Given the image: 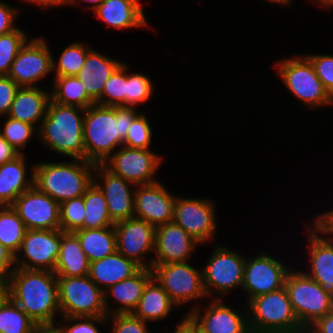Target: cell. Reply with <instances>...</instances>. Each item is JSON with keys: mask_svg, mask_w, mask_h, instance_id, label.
Masks as SVG:
<instances>
[{"mask_svg": "<svg viewBox=\"0 0 333 333\" xmlns=\"http://www.w3.org/2000/svg\"><path fill=\"white\" fill-rule=\"evenodd\" d=\"M34 333H62L56 325H38Z\"/></svg>", "mask_w": 333, "mask_h": 333, "instance_id": "9f6ffc18", "label": "cell"}, {"mask_svg": "<svg viewBox=\"0 0 333 333\" xmlns=\"http://www.w3.org/2000/svg\"><path fill=\"white\" fill-rule=\"evenodd\" d=\"M89 263L101 260L117 251L115 227L78 229L74 231Z\"/></svg>", "mask_w": 333, "mask_h": 333, "instance_id": "4dcf8cb0", "label": "cell"}, {"mask_svg": "<svg viewBox=\"0 0 333 333\" xmlns=\"http://www.w3.org/2000/svg\"><path fill=\"white\" fill-rule=\"evenodd\" d=\"M143 4L142 0H104L93 14L114 31L146 29L150 23Z\"/></svg>", "mask_w": 333, "mask_h": 333, "instance_id": "603a6c76", "label": "cell"}, {"mask_svg": "<svg viewBox=\"0 0 333 333\" xmlns=\"http://www.w3.org/2000/svg\"><path fill=\"white\" fill-rule=\"evenodd\" d=\"M141 112L126 106L93 104L86 108L83 122L85 160L104 163L123 146L128 128Z\"/></svg>", "mask_w": 333, "mask_h": 333, "instance_id": "6da1fadb", "label": "cell"}, {"mask_svg": "<svg viewBox=\"0 0 333 333\" xmlns=\"http://www.w3.org/2000/svg\"><path fill=\"white\" fill-rule=\"evenodd\" d=\"M304 224L306 237V267L301 270L333 296V235L313 215ZM308 259V260H307Z\"/></svg>", "mask_w": 333, "mask_h": 333, "instance_id": "4fadbf2b", "label": "cell"}, {"mask_svg": "<svg viewBox=\"0 0 333 333\" xmlns=\"http://www.w3.org/2000/svg\"><path fill=\"white\" fill-rule=\"evenodd\" d=\"M95 165L83 159L41 160L34 163L33 185L61 204L84 195L94 182Z\"/></svg>", "mask_w": 333, "mask_h": 333, "instance_id": "277c9868", "label": "cell"}, {"mask_svg": "<svg viewBox=\"0 0 333 333\" xmlns=\"http://www.w3.org/2000/svg\"><path fill=\"white\" fill-rule=\"evenodd\" d=\"M85 109L61 105L50 99L45 118L37 130L38 143L65 159L85 160L83 122Z\"/></svg>", "mask_w": 333, "mask_h": 333, "instance_id": "3957f363", "label": "cell"}, {"mask_svg": "<svg viewBox=\"0 0 333 333\" xmlns=\"http://www.w3.org/2000/svg\"><path fill=\"white\" fill-rule=\"evenodd\" d=\"M246 306L251 333H292L301 326L285 287L257 296Z\"/></svg>", "mask_w": 333, "mask_h": 333, "instance_id": "ba28073f", "label": "cell"}, {"mask_svg": "<svg viewBox=\"0 0 333 333\" xmlns=\"http://www.w3.org/2000/svg\"><path fill=\"white\" fill-rule=\"evenodd\" d=\"M49 44L43 36L31 37L12 62L7 76L19 87H46L41 81L51 75L53 79V51Z\"/></svg>", "mask_w": 333, "mask_h": 333, "instance_id": "5bb4252c", "label": "cell"}, {"mask_svg": "<svg viewBox=\"0 0 333 333\" xmlns=\"http://www.w3.org/2000/svg\"><path fill=\"white\" fill-rule=\"evenodd\" d=\"M142 267L119 252L89 264L88 276L104 292L110 286L130 278Z\"/></svg>", "mask_w": 333, "mask_h": 333, "instance_id": "83f0119b", "label": "cell"}, {"mask_svg": "<svg viewBox=\"0 0 333 333\" xmlns=\"http://www.w3.org/2000/svg\"><path fill=\"white\" fill-rule=\"evenodd\" d=\"M199 247H203L181 226L172 222L156 227L152 264L193 261Z\"/></svg>", "mask_w": 333, "mask_h": 333, "instance_id": "44dd1931", "label": "cell"}, {"mask_svg": "<svg viewBox=\"0 0 333 333\" xmlns=\"http://www.w3.org/2000/svg\"><path fill=\"white\" fill-rule=\"evenodd\" d=\"M147 113L142 111L128 128L123 146L128 148L152 149L154 130ZM152 145V146H151Z\"/></svg>", "mask_w": 333, "mask_h": 333, "instance_id": "60d3db41", "label": "cell"}, {"mask_svg": "<svg viewBox=\"0 0 333 333\" xmlns=\"http://www.w3.org/2000/svg\"><path fill=\"white\" fill-rule=\"evenodd\" d=\"M27 158L26 153L20 154L0 165V206H11L23 192L33 186L34 162L30 164Z\"/></svg>", "mask_w": 333, "mask_h": 333, "instance_id": "484cf974", "label": "cell"}, {"mask_svg": "<svg viewBox=\"0 0 333 333\" xmlns=\"http://www.w3.org/2000/svg\"><path fill=\"white\" fill-rule=\"evenodd\" d=\"M313 4L317 5L320 9L332 10L333 0H309Z\"/></svg>", "mask_w": 333, "mask_h": 333, "instance_id": "6f0895ef", "label": "cell"}, {"mask_svg": "<svg viewBox=\"0 0 333 333\" xmlns=\"http://www.w3.org/2000/svg\"><path fill=\"white\" fill-rule=\"evenodd\" d=\"M131 67L126 62V107L140 109L139 106L150 102L156 85L151 77L143 72H133Z\"/></svg>", "mask_w": 333, "mask_h": 333, "instance_id": "d590c367", "label": "cell"}, {"mask_svg": "<svg viewBox=\"0 0 333 333\" xmlns=\"http://www.w3.org/2000/svg\"><path fill=\"white\" fill-rule=\"evenodd\" d=\"M85 217L84 197L66 200L60 204V229L64 232H74L83 229Z\"/></svg>", "mask_w": 333, "mask_h": 333, "instance_id": "7bdbcfd3", "label": "cell"}, {"mask_svg": "<svg viewBox=\"0 0 333 333\" xmlns=\"http://www.w3.org/2000/svg\"><path fill=\"white\" fill-rule=\"evenodd\" d=\"M27 228L12 206H0V244L14 256L19 251Z\"/></svg>", "mask_w": 333, "mask_h": 333, "instance_id": "e575fe53", "label": "cell"}, {"mask_svg": "<svg viewBox=\"0 0 333 333\" xmlns=\"http://www.w3.org/2000/svg\"><path fill=\"white\" fill-rule=\"evenodd\" d=\"M85 203V217L83 229L105 228L114 226L108 211L104 193L93 182L83 195Z\"/></svg>", "mask_w": 333, "mask_h": 333, "instance_id": "836d02e7", "label": "cell"}, {"mask_svg": "<svg viewBox=\"0 0 333 333\" xmlns=\"http://www.w3.org/2000/svg\"><path fill=\"white\" fill-rule=\"evenodd\" d=\"M25 2L27 5H34L40 10H45L48 11L51 8H60L61 7H66L67 6V0H21V3Z\"/></svg>", "mask_w": 333, "mask_h": 333, "instance_id": "f907efd6", "label": "cell"}, {"mask_svg": "<svg viewBox=\"0 0 333 333\" xmlns=\"http://www.w3.org/2000/svg\"><path fill=\"white\" fill-rule=\"evenodd\" d=\"M321 333H333V311L319 318L314 324Z\"/></svg>", "mask_w": 333, "mask_h": 333, "instance_id": "f5cc1de1", "label": "cell"}, {"mask_svg": "<svg viewBox=\"0 0 333 333\" xmlns=\"http://www.w3.org/2000/svg\"><path fill=\"white\" fill-rule=\"evenodd\" d=\"M173 325L175 329L169 333H193V319L186 313Z\"/></svg>", "mask_w": 333, "mask_h": 333, "instance_id": "816d5d0a", "label": "cell"}, {"mask_svg": "<svg viewBox=\"0 0 333 333\" xmlns=\"http://www.w3.org/2000/svg\"><path fill=\"white\" fill-rule=\"evenodd\" d=\"M61 317L107 316L104 292L90 279L57 276Z\"/></svg>", "mask_w": 333, "mask_h": 333, "instance_id": "7c38bea8", "label": "cell"}, {"mask_svg": "<svg viewBox=\"0 0 333 333\" xmlns=\"http://www.w3.org/2000/svg\"><path fill=\"white\" fill-rule=\"evenodd\" d=\"M164 155L152 149L119 147L104 163L109 171L135 186L159 181Z\"/></svg>", "mask_w": 333, "mask_h": 333, "instance_id": "9a60e30c", "label": "cell"}, {"mask_svg": "<svg viewBox=\"0 0 333 333\" xmlns=\"http://www.w3.org/2000/svg\"><path fill=\"white\" fill-rule=\"evenodd\" d=\"M50 99V87H19L7 116L38 130Z\"/></svg>", "mask_w": 333, "mask_h": 333, "instance_id": "4316f807", "label": "cell"}, {"mask_svg": "<svg viewBox=\"0 0 333 333\" xmlns=\"http://www.w3.org/2000/svg\"><path fill=\"white\" fill-rule=\"evenodd\" d=\"M102 106H126V62L124 61L105 82L100 99Z\"/></svg>", "mask_w": 333, "mask_h": 333, "instance_id": "ab89813d", "label": "cell"}, {"mask_svg": "<svg viewBox=\"0 0 333 333\" xmlns=\"http://www.w3.org/2000/svg\"><path fill=\"white\" fill-rule=\"evenodd\" d=\"M14 268V255L0 244V278H9Z\"/></svg>", "mask_w": 333, "mask_h": 333, "instance_id": "c3c4849f", "label": "cell"}, {"mask_svg": "<svg viewBox=\"0 0 333 333\" xmlns=\"http://www.w3.org/2000/svg\"><path fill=\"white\" fill-rule=\"evenodd\" d=\"M61 229L26 231L14 256L15 268L54 272L60 253Z\"/></svg>", "mask_w": 333, "mask_h": 333, "instance_id": "2e32d148", "label": "cell"}, {"mask_svg": "<svg viewBox=\"0 0 333 333\" xmlns=\"http://www.w3.org/2000/svg\"><path fill=\"white\" fill-rule=\"evenodd\" d=\"M149 324L132 313L107 316L108 333H154Z\"/></svg>", "mask_w": 333, "mask_h": 333, "instance_id": "ee69618b", "label": "cell"}, {"mask_svg": "<svg viewBox=\"0 0 333 333\" xmlns=\"http://www.w3.org/2000/svg\"><path fill=\"white\" fill-rule=\"evenodd\" d=\"M20 152L0 135V165L18 157Z\"/></svg>", "mask_w": 333, "mask_h": 333, "instance_id": "681fc988", "label": "cell"}, {"mask_svg": "<svg viewBox=\"0 0 333 333\" xmlns=\"http://www.w3.org/2000/svg\"><path fill=\"white\" fill-rule=\"evenodd\" d=\"M216 201L210 197H186L176 194L173 222L181 226L202 246L217 243Z\"/></svg>", "mask_w": 333, "mask_h": 333, "instance_id": "30bf717a", "label": "cell"}, {"mask_svg": "<svg viewBox=\"0 0 333 333\" xmlns=\"http://www.w3.org/2000/svg\"><path fill=\"white\" fill-rule=\"evenodd\" d=\"M282 260L264 250H257L252 257L246 255L241 289L244 304L257 296L285 287L287 274L293 266Z\"/></svg>", "mask_w": 333, "mask_h": 333, "instance_id": "8fae6325", "label": "cell"}, {"mask_svg": "<svg viewBox=\"0 0 333 333\" xmlns=\"http://www.w3.org/2000/svg\"><path fill=\"white\" fill-rule=\"evenodd\" d=\"M193 333H208L193 320Z\"/></svg>", "mask_w": 333, "mask_h": 333, "instance_id": "94428289", "label": "cell"}, {"mask_svg": "<svg viewBox=\"0 0 333 333\" xmlns=\"http://www.w3.org/2000/svg\"><path fill=\"white\" fill-rule=\"evenodd\" d=\"M19 86L9 77L0 76V117L7 116Z\"/></svg>", "mask_w": 333, "mask_h": 333, "instance_id": "7dc6e473", "label": "cell"}, {"mask_svg": "<svg viewBox=\"0 0 333 333\" xmlns=\"http://www.w3.org/2000/svg\"><path fill=\"white\" fill-rule=\"evenodd\" d=\"M50 84V98L58 104L83 109L95 104L88 97L83 84L76 76L53 77Z\"/></svg>", "mask_w": 333, "mask_h": 333, "instance_id": "1f68e13d", "label": "cell"}, {"mask_svg": "<svg viewBox=\"0 0 333 333\" xmlns=\"http://www.w3.org/2000/svg\"><path fill=\"white\" fill-rule=\"evenodd\" d=\"M89 264L77 235L61 230L60 253L54 273L63 277H83L88 275Z\"/></svg>", "mask_w": 333, "mask_h": 333, "instance_id": "f546056e", "label": "cell"}, {"mask_svg": "<svg viewBox=\"0 0 333 333\" xmlns=\"http://www.w3.org/2000/svg\"><path fill=\"white\" fill-rule=\"evenodd\" d=\"M8 280L10 299L14 303L38 325H55L61 312L54 272L14 268Z\"/></svg>", "mask_w": 333, "mask_h": 333, "instance_id": "7a4b0ae2", "label": "cell"}, {"mask_svg": "<svg viewBox=\"0 0 333 333\" xmlns=\"http://www.w3.org/2000/svg\"><path fill=\"white\" fill-rule=\"evenodd\" d=\"M105 53L93 46L88 52L81 70L76 75L83 84L88 97L94 103L100 99L105 82L124 62Z\"/></svg>", "mask_w": 333, "mask_h": 333, "instance_id": "d4e9b609", "label": "cell"}, {"mask_svg": "<svg viewBox=\"0 0 333 333\" xmlns=\"http://www.w3.org/2000/svg\"><path fill=\"white\" fill-rule=\"evenodd\" d=\"M225 300L209 299L207 305L201 304L188 315L208 333H251L246 304L236 306Z\"/></svg>", "mask_w": 333, "mask_h": 333, "instance_id": "e0dca14e", "label": "cell"}, {"mask_svg": "<svg viewBox=\"0 0 333 333\" xmlns=\"http://www.w3.org/2000/svg\"><path fill=\"white\" fill-rule=\"evenodd\" d=\"M292 333H321V332L313 325H301Z\"/></svg>", "mask_w": 333, "mask_h": 333, "instance_id": "680465c9", "label": "cell"}, {"mask_svg": "<svg viewBox=\"0 0 333 333\" xmlns=\"http://www.w3.org/2000/svg\"><path fill=\"white\" fill-rule=\"evenodd\" d=\"M30 38L31 35L20 26L7 34L0 35V76L8 75L12 62Z\"/></svg>", "mask_w": 333, "mask_h": 333, "instance_id": "f35d334b", "label": "cell"}, {"mask_svg": "<svg viewBox=\"0 0 333 333\" xmlns=\"http://www.w3.org/2000/svg\"><path fill=\"white\" fill-rule=\"evenodd\" d=\"M213 243L202 267L203 284L209 299H225L242 289L246 255L223 243Z\"/></svg>", "mask_w": 333, "mask_h": 333, "instance_id": "52a82bcc", "label": "cell"}, {"mask_svg": "<svg viewBox=\"0 0 333 333\" xmlns=\"http://www.w3.org/2000/svg\"><path fill=\"white\" fill-rule=\"evenodd\" d=\"M10 298L8 278H0V307Z\"/></svg>", "mask_w": 333, "mask_h": 333, "instance_id": "11a10c76", "label": "cell"}, {"mask_svg": "<svg viewBox=\"0 0 333 333\" xmlns=\"http://www.w3.org/2000/svg\"><path fill=\"white\" fill-rule=\"evenodd\" d=\"M314 66L316 75L321 80L326 92L333 99V54L304 53Z\"/></svg>", "mask_w": 333, "mask_h": 333, "instance_id": "f6af8a7d", "label": "cell"}, {"mask_svg": "<svg viewBox=\"0 0 333 333\" xmlns=\"http://www.w3.org/2000/svg\"><path fill=\"white\" fill-rule=\"evenodd\" d=\"M37 326L10 298L0 307V333H34Z\"/></svg>", "mask_w": 333, "mask_h": 333, "instance_id": "74e56055", "label": "cell"}, {"mask_svg": "<svg viewBox=\"0 0 333 333\" xmlns=\"http://www.w3.org/2000/svg\"><path fill=\"white\" fill-rule=\"evenodd\" d=\"M114 227L117 252L142 268L151 269L156 228L136 217L119 221Z\"/></svg>", "mask_w": 333, "mask_h": 333, "instance_id": "ac0fdd59", "label": "cell"}, {"mask_svg": "<svg viewBox=\"0 0 333 333\" xmlns=\"http://www.w3.org/2000/svg\"><path fill=\"white\" fill-rule=\"evenodd\" d=\"M22 11L21 7L0 0V35L7 34L18 27L17 21Z\"/></svg>", "mask_w": 333, "mask_h": 333, "instance_id": "bcb514c9", "label": "cell"}, {"mask_svg": "<svg viewBox=\"0 0 333 333\" xmlns=\"http://www.w3.org/2000/svg\"><path fill=\"white\" fill-rule=\"evenodd\" d=\"M294 313L301 325H312L333 311V296L295 265L285 280Z\"/></svg>", "mask_w": 333, "mask_h": 333, "instance_id": "9c48e42d", "label": "cell"}, {"mask_svg": "<svg viewBox=\"0 0 333 333\" xmlns=\"http://www.w3.org/2000/svg\"><path fill=\"white\" fill-rule=\"evenodd\" d=\"M177 309L167 292L152 278L132 314L151 325L172 319L170 317Z\"/></svg>", "mask_w": 333, "mask_h": 333, "instance_id": "f1b7e54d", "label": "cell"}, {"mask_svg": "<svg viewBox=\"0 0 333 333\" xmlns=\"http://www.w3.org/2000/svg\"><path fill=\"white\" fill-rule=\"evenodd\" d=\"M268 1L269 4H273V5H279L280 8L281 7H285V8H289L292 7V5H294L293 0H265Z\"/></svg>", "mask_w": 333, "mask_h": 333, "instance_id": "91938a15", "label": "cell"}, {"mask_svg": "<svg viewBox=\"0 0 333 333\" xmlns=\"http://www.w3.org/2000/svg\"><path fill=\"white\" fill-rule=\"evenodd\" d=\"M152 278L151 269L141 268L130 278L124 279L106 289L104 291V306L107 316L111 314L133 313L147 283ZM111 302H114V305Z\"/></svg>", "mask_w": 333, "mask_h": 333, "instance_id": "cb8c5ba5", "label": "cell"}, {"mask_svg": "<svg viewBox=\"0 0 333 333\" xmlns=\"http://www.w3.org/2000/svg\"><path fill=\"white\" fill-rule=\"evenodd\" d=\"M151 270L153 278L167 292L179 310L190 305L185 311L186 314L199 307L203 301L209 300L204 289L202 266L198 268L189 261L152 264Z\"/></svg>", "mask_w": 333, "mask_h": 333, "instance_id": "8992f818", "label": "cell"}, {"mask_svg": "<svg viewBox=\"0 0 333 333\" xmlns=\"http://www.w3.org/2000/svg\"><path fill=\"white\" fill-rule=\"evenodd\" d=\"M92 46L87 42L76 40L63 47L58 58L53 54V77L76 76Z\"/></svg>", "mask_w": 333, "mask_h": 333, "instance_id": "d6a6232c", "label": "cell"}, {"mask_svg": "<svg viewBox=\"0 0 333 333\" xmlns=\"http://www.w3.org/2000/svg\"><path fill=\"white\" fill-rule=\"evenodd\" d=\"M27 230L60 229V204L34 185L11 205Z\"/></svg>", "mask_w": 333, "mask_h": 333, "instance_id": "ffe728a7", "label": "cell"}, {"mask_svg": "<svg viewBox=\"0 0 333 333\" xmlns=\"http://www.w3.org/2000/svg\"><path fill=\"white\" fill-rule=\"evenodd\" d=\"M94 183L104 193L109 216L114 223L134 217L135 185L109 171L103 164H96Z\"/></svg>", "mask_w": 333, "mask_h": 333, "instance_id": "7402d4cb", "label": "cell"}, {"mask_svg": "<svg viewBox=\"0 0 333 333\" xmlns=\"http://www.w3.org/2000/svg\"><path fill=\"white\" fill-rule=\"evenodd\" d=\"M273 70L285 89L305 107L304 110L318 111L333 107V99L326 92L316 75L311 61L304 54L283 57L273 63ZM307 108V109H306Z\"/></svg>", "mask_w": 333, "mask_h": 333, "instance_id": "5b68a950", "label": "cell"}, {"mask_svg": "<svg viewBox=\"0 0 333 333\" xmlns=\"http://www.w3.org/2000/svg\"><path fill=\"white\" fill-rule=\"evenodd\" d=\"M55 325L62 333H102L108 328L107 316L60 317Z\"/></svg>", "mask_w": 333, "mask_h": 333, "instance_id": "b9f144b4", "label": "cell"}, {"mask_svg": "<svg viewBox=\"0 0 333 333\" xmlns=\"http://www.w3.org/2000/svg\"><path fill=\"white\" fill-rule=\"evenodd\" d=\"M104 0H67V7H80L83 5L82 10L94 12V10L103 2ZM84 3V4H83Z\"/></svg>", "mask_w": 333, "mask_h": 333, "instance_id": "db71d44e", "label": "cell"}, {"mask_svg": "<svg viewBox=\"0 0 333 333\" xmlns=\"http://www.w3.org/2000/svg\"><path fill=\"white\" fill-rule=\"evenodd\" d=\"M0 135L20 154H25L27 145L33 139H38L37 129L33 125L8 116L0 117Z\"/></svg>", "mask_w": 333, "mask_h": 333, "instance_id": "8d00e7d4", "label": "cell"}, {"mask_svg": "<svg viewBox=\"0 0 333 333\" xmlns=\"http://www.w3.org/2000/svg\"><path fill=\"white\" fill-rule=\"evenodd\" d=\"M176 193L170 192L162 181L144 184L134 190V217L155 228L173 221Z\"/></svg>", "mask_w": 333, "mask_h": 333, "instance_id": "d6986e66", "label": "cell"}]
</instances>
